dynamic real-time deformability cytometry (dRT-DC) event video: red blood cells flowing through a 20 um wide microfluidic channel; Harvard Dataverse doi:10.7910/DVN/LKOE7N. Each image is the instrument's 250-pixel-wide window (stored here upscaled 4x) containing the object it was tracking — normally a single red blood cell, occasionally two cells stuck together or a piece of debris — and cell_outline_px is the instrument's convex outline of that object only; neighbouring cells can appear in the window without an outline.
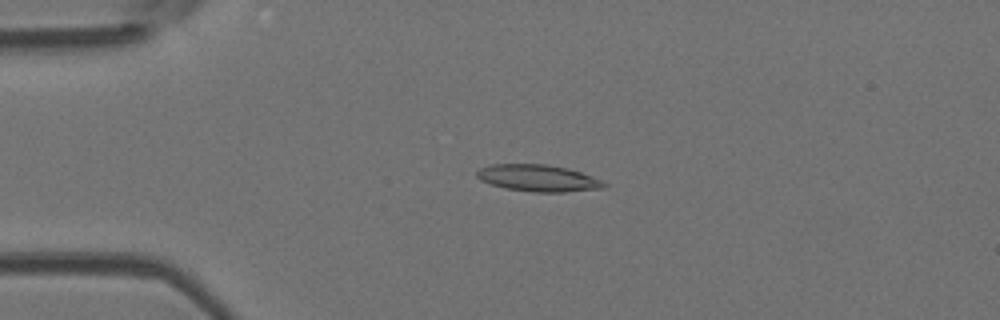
{"species": "Egyptian fruit bat (a non-hibernating species)", "species_latin": "Rousettus aegyptiacus", "temperature_condition": "room temperature", "stored_images_in_passage": 44, "camera_frame_rate_fps": 3000, "um_per_image_px": 0.085, "animal": {"sex": "female"}, "frame": {"image": 1, "passage_image": 6, "time_ms": 1.667, "image_size_px": [1000, 320], "cell_outline_px": [[608, 188], [564, 192], [532, 192], [504, 188], [480, 180], [476, 176], [476, 172], [480, 168], [492, 164], [544, 164], [564, 168], [580, 172], [592, 176], [608, 184]], "centroid_in_image_um": [45.75, 15.15], "position_along_channel_um": 39.3, "area_um2": 19.83}}
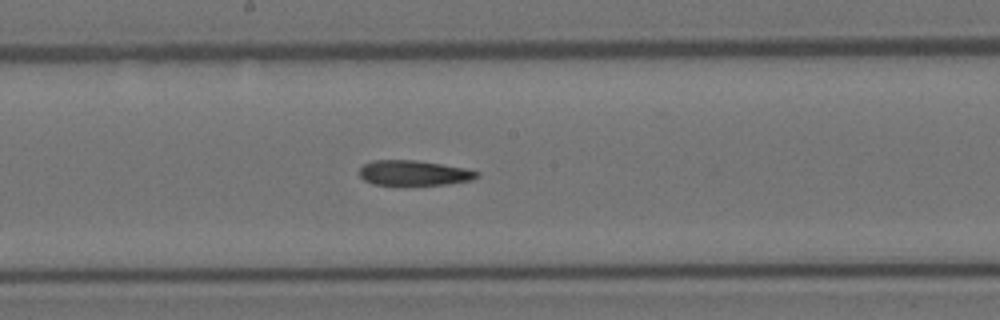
{"frame": {"image": 2, "passage_image": 21, "time_ms": 6.667, "image_size_px": [1000, 320], "cell_outline_px": [[480, 176], [472, 180], [448, 184], [372, 184], [364, 180], [360, 176], [360, 168], [364, 164], [372, 160], [416, 160], [464, 168], [480, 172]], "centroid_in_image_um": [35.19, 14.69], "position_along_channel_um": 213.0, "area_um2": 16.99}}
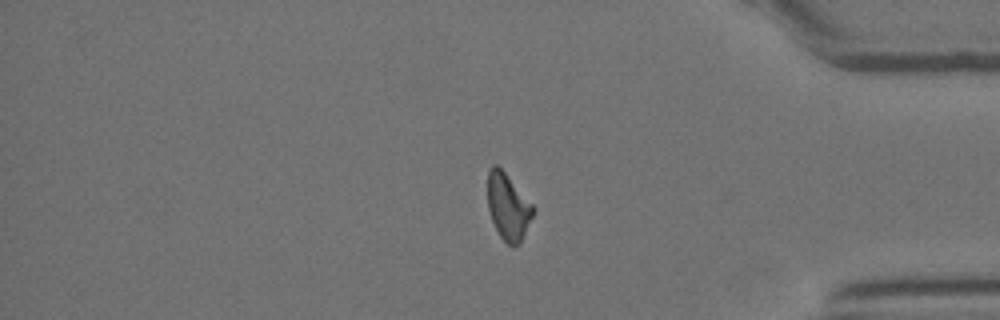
{"frame": {"image": 3, "passage_image": 36, "time_ms": 11.667, "image_size_px": [1000, 320], "cell_outline_px": [[536, 208], [520, 244], [512, 248], [500, 236], [492, 220], [488, 208], [488, 168], [492, 164], [496, 164], [504, 172]], "centroid_in_image_um": [43.19, 17.58], "position_along_channel_um": 392.0, "area_um2": 17.51}}